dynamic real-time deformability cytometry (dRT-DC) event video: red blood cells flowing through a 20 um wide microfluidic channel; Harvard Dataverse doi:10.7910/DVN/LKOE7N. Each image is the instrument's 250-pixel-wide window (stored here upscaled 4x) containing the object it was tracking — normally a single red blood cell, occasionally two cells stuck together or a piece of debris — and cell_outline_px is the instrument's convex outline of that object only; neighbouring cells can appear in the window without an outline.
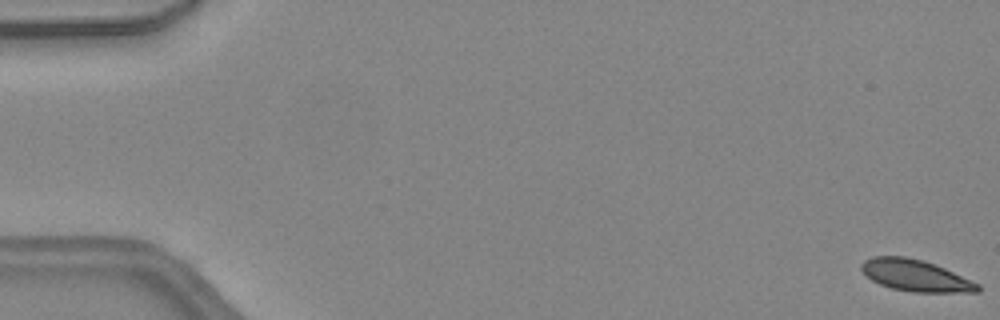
{"species": "common noctule bat (a hibernating species)", "species_latin": "Nyctalus noctula", "temperature_condition": "warm", "stored_images_in_passage": 48, "segment_of_instrument_passage": [1, 2], "camera_frame_rate_fps": 3000, "um_per_image_px": 0.085, "animal": {"sex": "female", "body_mass_g": 24.6, "forearm_length_mm": 56.2}, "frame": {"image": 1, "passage_image": 1, "time_ms": 0.0, "image_size_px": [1000, 320], "cell_outline_px": [[980, 292], [912, 292], [892, 288], [880, 284], [872, 280], [860, 268], [860, 264], [864, 260], [872, 256], [904, 256], [924, 260], [936, 264], [980, 284]], "centroid_in_image_um": [77.83, 23.41], "position_along_channel_um": 7.2, "area_um2": 21.44}}
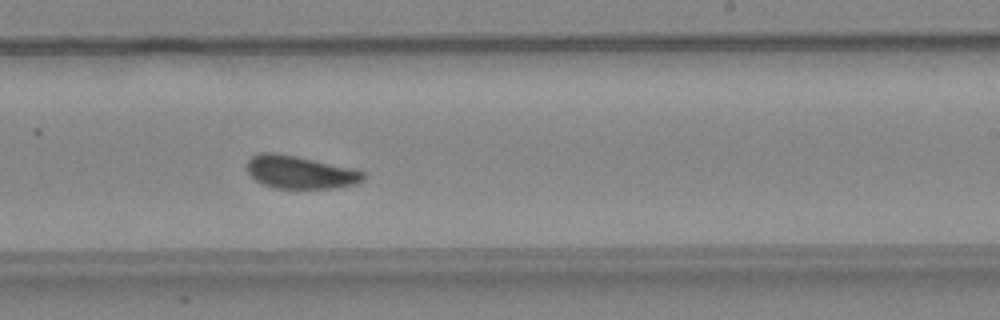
{"frame": {"image": 2, "passage_image": 29, "time_ms": 9.333, "image_size_px": [1000, 320], "cell_outline_px": [[368, 176], [364, 180], [356, 184], [336, 188], [272, 188], [256, 180], [248, 172], [248, 160], [252, 156], [260, 152], [276, 152], [296, 156], [352, 168], [364, 172]], "centroid_in_image_um": [25.54, 14.64], "position_along_channel_um": 263.5, "area_um2": 22.31}}
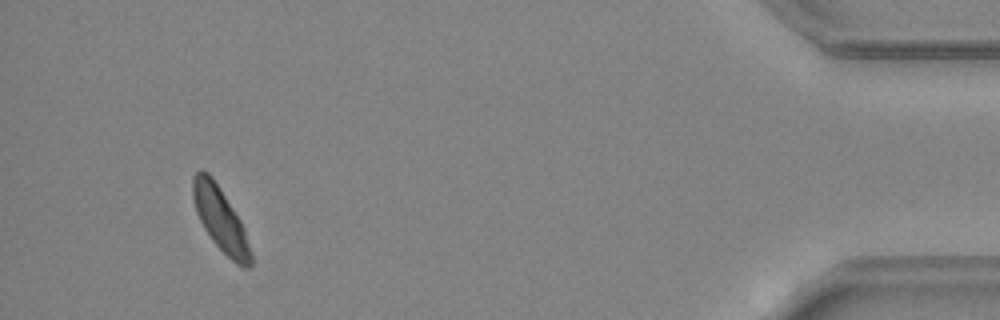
{"frame": {"image": 3, "passage_image": 44, "time_ms": 14.333, "image_size_px": [1000, 320], "cell_outline_px": [[252, 264], [248, 268], [244, 268], [236, 264], [212, 240], [204, 228], [196, 212], [192, 200], [192, 176], [200, 168], [208, 172], [212, 176], [220, 188], [240, 220], [252, 252]], "centroid_in_image_um": [18.71, 18.61], "position_along_channel_um": 416.5, "area_um2": 21.44}}